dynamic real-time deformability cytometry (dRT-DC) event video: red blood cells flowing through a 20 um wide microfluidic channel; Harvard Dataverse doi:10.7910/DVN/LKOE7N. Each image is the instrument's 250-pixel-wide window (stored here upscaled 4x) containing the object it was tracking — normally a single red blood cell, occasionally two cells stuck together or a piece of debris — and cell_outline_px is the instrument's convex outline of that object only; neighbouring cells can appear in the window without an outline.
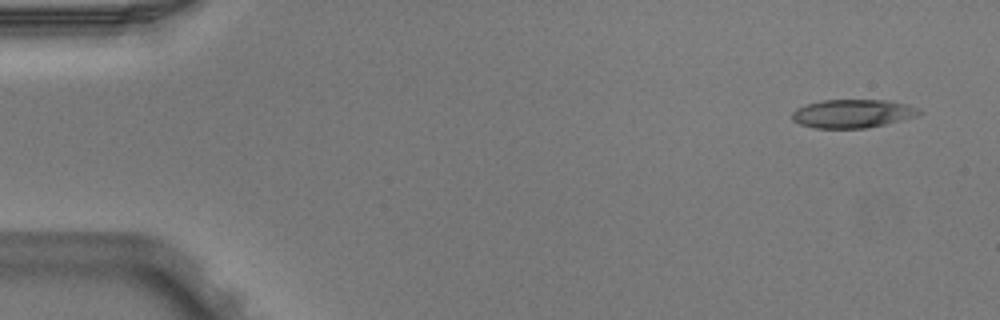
{"species": "Egyptian fruit bat (a non-hibernating species)", "species_latin": "Rousettus aegyptiacus", "temperature_condition": "warm", "stored_images_in_passage": 5, "camera_frame_rate_fps": 3000, "um_per_image_px": 0.085, "animal": {"sex": "male"}, "frame": {"image": 1, "passage_image": 1, "time_ms": 0.0, "image_size_px": [1000, 320], "cell_outline_px": [[924, 112], [916, 116], [868, 128], [812, 128], [800, 124], [792, 120], [792, 112], [796, 108], [808, 104], [824, 100], [888, 100], [908, 104], [920, 108]], "centroid_in_image_um": [72.49, 9.65], "position_along_channel_um": 12.5, "area_um2": 21.15}}